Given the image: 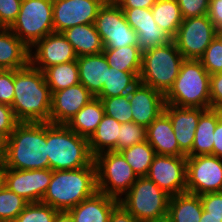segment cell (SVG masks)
<instances>
[{
    "label": "cell",
    "instance_id": "6da1fadb",
    "mask_svg": "<svg viewBox=\"0 0 222 222\" xmlns=\"http://www.w3.org/2000/svg\"><path fill=\"white\" fill-rule=\"evenodd\" d=\"M52 93L44 73L30 63L14 70L12 109L18 122H50Z\"/></svg>",
    "mask_w": 222,
    "mask_h": 222
},
{
    "label": "cell",
    "instance_id": "7a4b0ae2",
    "mask_svg": "<svg viewBox=\"0 0 222 222\" xmlns=\"http://www.w3.org/2000/svg\"><path fill=\"white\" fill-rule=\"evenodd\" d=\"M4 168L35 170L49 168L46 122H19L6 139Z\"/></svg>",
    "mask_w": 222,
    "mask_h": 222
},
{
    "label": "cell",
    "instance_id": "3957f363",
    "mask_svg": "<svg viewBox=\"0 0 222 222\" xmlns=\"http://www.w3.org/2000/svg\"><path fill=\"white\" fill-rule=\"evenodd\" d=\"M97 189L96 166L72 170H54L41 203L57 211H69L83 200L93 196Z\"/></svg>",
    "mask_w": 222,
    "mask_h": 222
},
{
    "label": "cell",
    "instance_id": "277c9868",
    "mask_svg": "<svg viewBox=\"0 0 222 222\" xmlns=\"http://www.w3.org/2000/svg\"><path fill=\"white\" fill-rule=\"evenodd\" d=\"M49 169L72 170L94 162L88 139L79 136L65 124L46 122Z\"/></svg>",
    "mask_w": 222,
    "mask_h": 222
},
{
    "label": "cell",
    "instance_id": "5b68a950",
    "mask_svg": "<svg viewBox=\"0 0 222 222\" xmlns=\"http://www.w3.org/2000/svg\"><path fill=\"white\" fill-rule=\"evenodd\" d=\"M165 104L188 108H210V74L200 60L184 59Z\"/></svg>",
    "mask_w": 222,
    "mask_h": 222
},
{
    "label": "cell",
    "instance_id": "8992f818",
    "mask_svg": "<svg viewBox=\"0 0 222 222\" xmlns=\"http://www.w3.org/2000/svg\"><path fill=\"white\" fill-rule=\"evenodd\" d=\"M184 59L174 41L142 51L139 82L165 95L177 78Z\"/></svg>",
    "mask_w": 222,
    "mask_h": 222
},
{
    "label": "cell",
    "instance_id": "52a82bcc",
    "mask_svg": "<svg viewBox=\"0 0 222 222\" xmlns=\"http://www.w3.org/2000/svg\"><path fill=\"white\" fill-rule=\"evenodd\" d=\"M170 197L147 176L139 177L119 204L139 222L168 216Z\"/></svg>",
    "mask_w": 222,
    "mask_h": 222
},
{
    "label": "cell",
    "instance_id": "ba28073f",
    "mask_svg": "<svg viewBox=\"0 0 222 222\" xmlns=\"http://www.w3.org/2000/svg\"><path fill=\"white\" fill-rule=\"evenodd\" d=\"M97 189L109 197L121 199L139 178L119 151H105L94 157Z\"/></svg>",
    "mask_w": 222,
    "mask_h": 222
},
{
    "label": "cell",
    "instance_id": "9c48e42d",
    "mask_svg": "<svg viewBox=\"0 0 222 222\" xmlns=\"http://www.w3.org/2000/svg\"><path fill=\"white\" fill-rule=\"evenodd\" d=\"M9 29L30 49L54 33L53 0H22L20 12Z\"/></svg>",
    "mask_w": 222,
    "mask_h": 222
},
{
    "label": "cell",
    "instance_id": "30bf717a",
    "mask_svg": "<svg viewBox=\"0 0 222 222\" xmlns=\"http://www.w3.org/2000/svg\"><path fill=\"white\" fill-rule=\"evenodd\" d=\"M94 25L104 49L137 45V33L127 22L124 12L114 0H107L100 8Z\"/></svg>",
    "mask_w": 222,
    "mask_h": 222
},
{
    "label": "cell",
    "instance_id": "8fae6325",
    "mask_svg": "<svg viewBox=\"0 0 222 222\" xmlns=\"http://www.w3.org/2000/svg\"><path fill=\"white\" fill-rule=\"evenodd\" d=\"M186 192L199 196L222 192V158L212 154L187 157Z\"/></svg>",
    "mask_w": 222,
    "mask_h": 222
},
{
    "label": "cell",
    "instance_id": "7c38bea8",
    "mask_svg": "<svg viewBox=\"0 0 222 222\" xmlns=\"http://www.w3.org/2000/svg\"><path fill=\"white\" fill-rule=\"evenodd\" d=\"M216 29L208 15L183 19L173 41L185 59L199 60L215 38Z\"/></svg>",
    "mask_w": 222,
    "mask_h": 222
},
{
    "label": "cell",
    "instance_id": "4fadbf2b",
    "mask_svg": "<svg viewBox=\"0 0 222 222\" xmlns=\"http://www.w3.org/2000/svg\"><path fill=\"white\" fill-rule=\"evenodd\" d=\"M187 156L156 154L147 177L169 196L186 192Z\"/></svg>",
    "mask_w": 222,
    "mask_h": 222
},
{
    "label": "cell",
    "instance_id": "5bb4252c",
    "mask_svg": "<svg viewBox=\"0 0 222 222\" xmlns=\"http://www.w3.org/2000/svg\"><path fill=\"white\" fill-rule=\"evenodd\" d=\"M107 0H53V28L61 33L80 24H93Z\"/></svg>",
    "mask_w": 222,
    "mask_h": 222
},
{
    "label": "cell",
    "instance_id": "9a60e30c",
    "mask_svg": "<svg viewBox=\"0 0 222 222\" xmlns=\"http://www.w3.org/2000/svg\"><path fill=\"white\" fill-rule=\"evenodd\" d=\"M52 178V170L4 168V185L29 203L41 202Z\"/></svg>",
    "mask_w": 222,
    "mask_h": 222
},
{
    "label": "cell",
    "instance_id": "2e32d148",
    "mask_svg": "<svg viewBox=\"0 0 222 222\" xmlns=\"http://www.w3.org/2000/svg\"><path fill=\"white\" fill-rule=\"evenodd\" d=\"M30 64L42 72L56 64L77 60L71 43L62 33H51L30 48Z\"/></svg>",
    "mask_w": 222,
    "mask_h": 222
},
{
    "label": "cell",
    "instance_id": "e0dca14e",
    "mask_svg": "<svg viewBox=\"0 0 222 222\" xmlns=\"http://www.w3.org/2000/svg\"><path fill=\"white\" fill-rule=\"evenodd\" d=\"M129 25L137 33V46L142 50L163 46L173 38L155 22L151 9L121 8Z\"/></svg>",
    "mask_w": 222,
    "mask_h": 222
},
{
    "label": "cell",
    "instance_id": "ac0fdd59",
    "mask_svg": "<svg viewBox=\"0 0 222 222\" xmlns=\"http://www.w3.org/2000/svg\"><path fill=\"white\" fill-rule=\"evenodd\" d=\"M133 122L147 128L163 111L165 96L152 87L138 82L129 92Z\"/></svg>",
    "mask_w": 222,
    "mask_h": 222
},
{
    "label": "cell",
    "instance_id": "d6986e66",
    "mask_svg": "<svg viewBox=\"0 0 222 222\" xmlns=\"http://www.w3.org/2000/svg\"><path fill=\"white\" fill-rule=\"evenodd\" d=\"M51 124H67L94 96L81 83L51 92Z\"/></svg>",
    "mask_w": 222,
    "mask_h": 222
},
{
    "label": "cell",
    "instance_id": "ffe728a7",
    "mask_svg": "<svg viewBox=\"0 0 222 222\" xmlns=\"http://www.w3.org/2000/svg\"><path fill=\"white\" fill-rule=\"evenodd\" d=\"M206 109L178 107L165 104L164 112L172 122V128L176 136L179 149L187 156L192 157V146L195 138V131L200 115Z\"/></svg>",
    "mask_w": 222,
    "mask_h": 222
},
{
    "label": "cell",
    "instance_id": "44dd1931",
    "mask_svg": "<svg viewBox=\"0 0 222 222\" xmlns=\"http://www.w3.org/2000/svg\"><path fill=\"white\" fill-rule=\"evenodd\" d=\"M146 140L156 154L186 156L179 149L172 122L164 111L146 128Z\"/></svg>",
    "mask_w": 222,
    "mask_h": 222
},
{
    "label": "cell",
    "instance_id": "7402d4cb",
    "mask_svg": "<svg viewBox=\"0 0 222 222\" xmlns=\"http://www.w3.org/2000/svg\"><path fill=\"white\" fill-rule=\"evenodd\" d=\"M119 205V200L96 192L70 209L75 222H109L112 211Z\"/></svg>",
    "mask_w": 222,
    "mask_h": 222
},
{
    "label": "cell",
    "instance_id": "603a6c76",
    "mask_svg": "<svg viewBox=\"0 0 222 222\" xmlns=\"http://www.w3.org/2000/svg\"><path fill=\"white\" fill-rule=\"evenodd\" d=\"M79 81L97 97L102 90L109 64L103 53L77 57Z\"/></svg>",
    "mask_w": 222,
    "mask_h": 222
},
{
    "label": "cell",
    "instance_id": "cb8c5ba5",
    "mask_svg": "<svg viewBox=\"0 0 222 222\" xmlns=\"http://www.w3.org/2000/svg\"><path fill=\"white\" fill-rule=\"evenodd\" d=\"M30 49L9 29L0 27V69L16 70L30 63Z\"/></svg>",
    "mask_w": 222,
    "mask_h": 222
},
{
    "label": "cell",
    "instance_id": "d4e9b609",
    "mask_svg": "<svg viewBox=\"0 0 222 222\" xmlns=\"http://www.w3.org/2000/svg\"><path fill=\"white\" fill-rule=\"evenodd\" d=\"M71 43L77 57L102 53L104 45L93 24H80L61 32Z\"/></svg>",
    "mask_w": 222,
    "mask_h": 222
},
{
    "label": "cell",
    "instance_id": "484cf974",
    "mask_svg": "<svg viewBox=\"0 0 222 222\" xmlns=\"http://www.w3.org/2000/svg\"><path fill=\"white\" fill-rule=\"evenodd\" d=\"M104 114V106L101 99L94 97L66 125L79 136L89 140L96 131Z\"/></svg>",
    "mask_w": 222,
    "mask_h": 222
},
{
    "label": "cell",
    "instance_id": "4316f807",
    "mask_svg": "<svg viewBox=\"0 0 222 222\" xmlns=\"http://www.w3.org/2000/svg\"><path fill=\"white\" fill-rule=\"evenodd\" d=\"M221 117L222 110L212 108L206 109L200 115L192 146V156L213 155L214 130Z\"/></svg>",
    "mask_w": 222,
    "mask_h": 222
},
{
    "label": "cell",
    "instance_id": "83f0119b",
    "mask_svg": "<svg viewBox=\"0 0 222 222\" xmlns=\"http://www.w3.org/2000/svg\"><path fill=\"white\" fill-rule=\"evenodd\" d=\"M202 212L199 195L185 192L170 197L168 217L171 222H200Z\"/></svg>",
    "mask_w": 222,
    "mask_h": 222
},
{
    "label": "cell",
    "instance_id": "f1b7e54d",
    "mask_svg": "<svg viewBox=\"0 0 222 222\" xmlns=\"http://www.w3.org/2000/svg\"><path fill=\"white\" fill-rule=\"evenodd\" d=\"M120 127L121 123L104 114L96 131L88 140L90 151L94 157L105 151H117Z\"/></svg>",
    "mask_w": 222,
    "mask_h": 222
},
{
    "label": "cell",
    "instance_id": "f546056e",
    "mask_svg": "<svg viewBox=\"0 0 222 222\" xmlns=\"http://www.w3.org/2000/svg\"><path fill=\"white\" fill-rule=\"evenodd\" d=\"M140 71H120L107 67L106 81L97 98H109L128 94L139 82Z\"/></svg>",
    "mask_w": 222,
    "mask_h": 222
},
{
    "label": "cell",
    "instance_id": "4dcf8cb0",
    "mask_svg": "<svg viewBox=\"0 0 222 222\" xmlns=\"http://www.w3.org/2000/svg\"><path fill=\"white\" fill-rule=\"evenodd\" d=\"M151 11L156 24L174 38L183 22L177 0H157Z\"/></svg>",
    "mask_w": 222,
    "mask_h": 222
},
{
    "label": "cell",
    "instance_id": "1f68e13d",
    "mask_svg": "<svg viewBox=\"0 0 222 222\" xmlns=\"http://www.w3.org/2000/svg\"><path fill=\"white\" fill-rule=\"evenodd\" d=\"M43 73L51 92H56L80 83L77 60L52 65L46 68Z\"/></svg>",
    "mask_w": 222,
    "mask_h": 222
},
{
    "label": "cell",
    "instance_id": "d6a6232c",
    "mask_svg": "<svg viewBox=\"0 0 222 222\" xmlns=\"http://www.w3.org/2000/svg\"><path fill=\"white\" fill-rule=\"evenodd\" d=\"M109 67L120 71H140L142 50L137 45H127L117 49H104Z\"/></svg>",
    "mask_w": 222,
    "mask_h": 222
},
{
    "label": "cell",
    "instance_id": "836d02e7",
    "mask_svg": "<svg viewBox=\"0 0 222 222\" xmlns=\"http://www.w3.org/2000/svg\"><path fill=\"white\" fill-rule=\"evenodd\" d=\"M138 177L147 176L156 155L147 140L120 151Z\"/></svg>",
    "mask_w": 222,
    "mask_h": 222
},
{
    "label": "cell",
    "instance_id": "e575fe53",
    "mask_svg": "<svg viewBox=\"0 0 222 222\" xmlns=\"http://www.w3.org/2000/svg\"><path fill=\"white\" fill-rule=\"evenodd\" d=\"M28 204L23 197L4 185L0 189V222H13Z\"/></svg>",
    "mask_w": 222,
    "mask_h": 222
},
{
    "label": "cell",
    "instance_id": "d590c367",
    "mask_svg": "<svg viewBox=\"0 0 222 222\" xmlns=\"http://www.w3.org/2000/svg\"><path fill=\"white\" fill-rule=\"evenodd\" d=\"M99 99H101L103 103L106 115L113 117L121 124L133 122L129 93L122 96Z\"/></svg>",
    "mask_w": 222,
    "mask_h": 222
},
{
    "label": "cell",
    "instance_id": "8d00e7d4",
    "mask_svg": "<svg viewBox=\"0 0 222 222\" xmlns=\"http://www.w3.org/2000/svg\"><path fill=\"white\" fill-rule=\"evenodd\" d=\"M58 212L41 202L29 203L13 222H54Z\"/></svg>",
    "mask_w": 222,
    "mask_h": 222
},
{
    "label": "cell",
    "instance_id": "74e56055",
    "mask_svg": "<svg viewBox=\"0 0 222 222\" xmlns=\"http://www.w3.org/2000/svg\"><path fill=\"white\" fill-rule=\"evenodd\" d=\"M146 140V128L134 122L121 124L117 141V151L129 148Z\"/></svg>",
    "mask_w": 222,
    "mask_h": 222
},
{
    "label": "cell",
    "instance_id": "f35d334b",
    "mask_svg": "<svg viewBox=\"0 0 222 222\" xmlns=\"http://www.w3.org/2000/svg\"><path fill=\"white\" fill-rule=\"evenodd\" d=\"M199 60L210 75L222 72V44L216 37Z\"/></svg>",
    "mask_w": 222,
    "mask_h": 222
},
{
    "label": "cell",
    "instance_id": "ab89813d",
    "mask_svg": "<svg viewBox=\"0 0 222 222\" xmlns=\"http://www.w3.org/2000/svg\"><path fill=\"white\" fill-rule=\"evenodd\" d=\"M14 99V70L0 69V104L12 106Z\"/></svg>",
    "mask_w": 222,
    "mask_h": 222
},
{
    "label": "cell",
    "instance_id": "60d3db41",
    "mask_svg": "<svg viewBox=\"0 0 222 222\" xmlns=\"http://www.w3.org/2000/svg\"><path fill=\"white\" fill-rule=\"evenodd\" d=\"M183 19L208 14L209 0H177Z\"/></svg>",
    "mask_w": 222,
    "mask_h": 222
},
{
    "label": "cell",
    "instance_id": "b9f144b4",
    "mask_svg": "<svg viewBox=\"0 0 222 222\" xmlns=\"http://www.w3.org/2000/svg\"><path fill=\"white\" fill-rule=\"evenodd\" d=\"M22 0H0V27L9 28L20 12Z\"/></svg>",
    "mask_w": 222,
    "mask_h": 222
},
{
    "label": "cell",
    "instance_id": "7bdbcfd3",
    "mask_svg": "<svg viewBox=\"0 0 222 222\" xmlns=\"http://www.w3.org/2000/svg\"><path fill=\"white\" fill-rule=\"evenodd\" d=\"M203 210L209 216L220 218L222 221V192L206 193L200 195Z\"/></svg>",
    "mask_w": 222,
    "mask_h": 222
},
{
    "label": "cell",
    "instance_id": "ee69618b",
    "mask_svg": "<svg viewBox=\"0 0 222 222\" xmlns=\"http://www.w3.org/2000/svg\"><path fill=\"white\" fill-rule=\"evenodd\" d=\"M18 123L12 107L0 104V134L7 139Z\"/></svg>",
    "mask_w": 222,
    "mask_h": 222
},
{
    "label": "cell",
    "instance_id": "f6af8a7d",
    "mask_svg": "<svg viewBox=\"0 0 222 222\" xmlns=\"http://www.w3.org/2000/svg\"><path fill=\"white\" fill-rule=\"evenodd\" d=\"M210 108L222 110V72L210 75Z\"/></svg>",
    "mask_w": 222,
    "mask_h": 222
},
{
    "label": "cell",
    "instance_id": "bcb514c9",
    "mask_svg": "<svg viewBox=\"0 0 222 222\" xmlns=\"http://www.w3.org/2000/svg\"><path fill=\"white\" fill-rule=\"evenodd\" d=\"M208 17L217 31L222 30V0H209Z\"/></svg>",
    "mask_w": 222,
    "mask_h": 222
},
{
    "label": "cell",
    "instance_id": "7dc6e473",
    "mask_svg": "<svg viewBox=\"0 0 222 222\" xmlns=\"http://www.w3.org/2000/svg\"><path fill=\"white\" fill-rule=\"evenodd\" d=\"M121 8L151 9L157 0H114Z\"/></svg>",
    "mask_w": 222,
    "mask_h": 222
},
{
    "label": "cell",
    "instance_id": "c3c4849f",
    "mask_svg": "<svg viewBox=\"0 0 222 222\" xmlns=\"http://www.w3.org/2000/svg\"><path fill=\"white\" fill-rule=\"evenodd\" d=\"M109 222H139L120 204L112 211Z\"/></svg>",
    "mask_w": 222,
    "mask_h": 222
},
{
    "label": "cell",
    "instance_id": "681fc988",
    "mask_svg": "<svg viewBox=\"0 0 222 222\" xmlns=\"http://www.w3.org/2000/svg\"><path fill=\"white\" fill-rule=\"evenodd\" d=\"M213 141V155L222 158V117L215 127Z\"/></svg>",
    "mask_w": 222,
    "mask_h": 222
},
{
    "label": "cell",
    "instance_id": "f907efd6",
    "mask_svg": "<svg viewBox=\"0 0 222 222\" xmlns=\"http://www.w3.org/2000/svg\"><path fill=\"white\" fill-rule=\"evenodd\" d=\"M54 222H75L73 217L68 211H59L56 214Z\"/></svg>",
    "mask_w": 222,
    "mask_h": 222
},
{
    "label": "cell",
    "instance_id": "816d5d0a",
    "mask_svg": "<svg viewBox=\"0 0 222 222\" xmlns=\"http://www.w3.org/2000/svg\"><path fill=\"white\" fill-rule=\"evenodd\" d=\"M6 153V138L0 134V162H3Z\"/></svg>",
    "mask_w": 222,
    "mask_h": 222
},
{
    "label": "cell",
    "instance_id": "f5cc1de1",
    "mask_svg": "<svg viewBox=\"0 0 222 222\" xmlns=\"http://www.w3.org/2000/svg\"><path fill=\"white\" fill-rule=\"evenodd\" d=\"M200 222H222L220 218H215L214 216H209L207 212L203 210Z\"/></svg>",
    "mask_w": 222,
    "mask_h": 222
},
{
    "label": "cell",
    "instance_id": "db71d44e",
    "mask_svg": "<svg viewBox=\"0 0 222 222\" xmlns=\"http://www.w3.org/2000/svg\"><path fill=\"white\" fill-rule=\"evenodd\" d=\"M4 186V165L0 162V189Z\"/></svg>",
    "mask_w": 222,
    "mask_h": 222
},
{
    "label": "cell",
    "instance_id": "11a10c76",
    "mask_svg": "<svg viewBox=\"0 0 222 222\" xmlns=\"http://www.w3.org/2000/svg\"><path fill=\"white\" fill-rule=\"evenodd\" d=\"M145 222H171V220L168 216H165V217L160 218V219L145 221Z\"/></svg>",
    "mask_w": 222,
    "mask_h": 222
},
{
    "label": "cell",
    "instance_id": "9f6ffc18",
    "mask_svg": "<svg viewBox=\"0 0 222 222\" xmlns=\"http://www.w3.org/2000/svg\"><path fill=\"white\" fill-rule=\"evenodd\" d=\"M215 37L221 42L222 44V30L221 31H216Z\"/></svg>",
    "mask_w": 222,
    "mask_h": 222
}]
</instances>
